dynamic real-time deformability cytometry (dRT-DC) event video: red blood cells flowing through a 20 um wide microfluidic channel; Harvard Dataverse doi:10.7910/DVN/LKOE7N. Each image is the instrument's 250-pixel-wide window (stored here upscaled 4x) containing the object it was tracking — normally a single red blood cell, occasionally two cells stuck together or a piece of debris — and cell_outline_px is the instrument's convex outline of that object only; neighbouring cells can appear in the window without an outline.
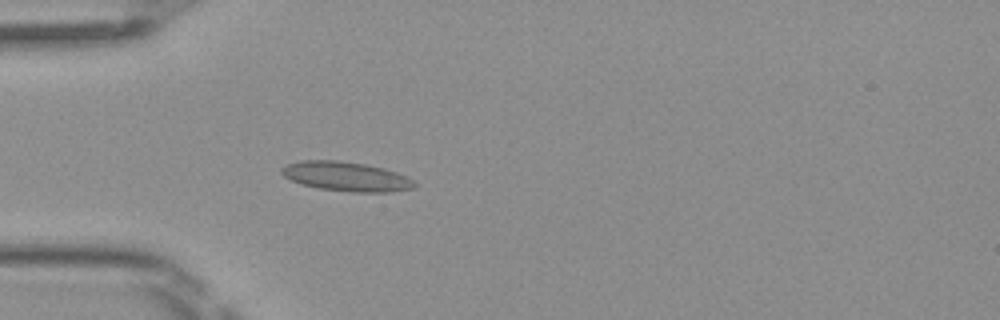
{"species": "Egyptian fruit bat (a non-hibernating species)", "species_latin": "Rousettus aegyptiacus", "temperature_condition": "room temperature", "stored_images_in_passage": 5, "camera_frame_rate_fps": 3000, "um_per_image_px": 0.085, "frame": {"image": 1, "passage_image": 5, "time_ms": 1.333, "image_size_px": [1000, 320], "cell_outline_px": [[416, 184], [412, 188], [388, 192], [352, 192], [320, 188], [300, 184], [284, 176], [280, 172], [280, 168], [288, 164], [300, 160], [336, 160], [364, 164], [384, 168], [408, 176]], "centroid_in_image_um": [29.4, 14.99], "position_along_channel_um": 55.6, "area_um2": 22.66}}